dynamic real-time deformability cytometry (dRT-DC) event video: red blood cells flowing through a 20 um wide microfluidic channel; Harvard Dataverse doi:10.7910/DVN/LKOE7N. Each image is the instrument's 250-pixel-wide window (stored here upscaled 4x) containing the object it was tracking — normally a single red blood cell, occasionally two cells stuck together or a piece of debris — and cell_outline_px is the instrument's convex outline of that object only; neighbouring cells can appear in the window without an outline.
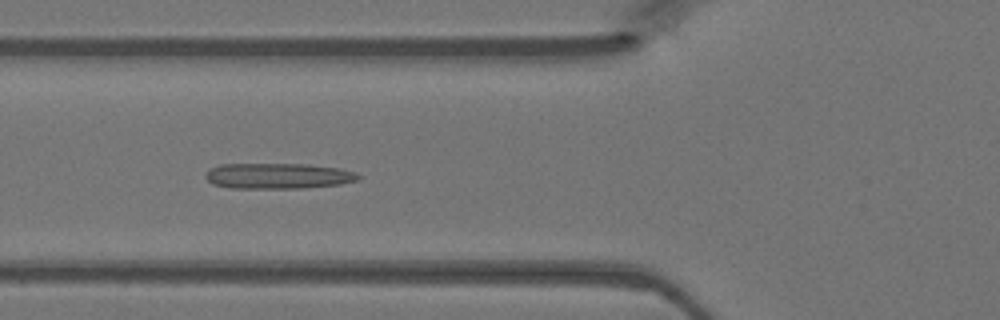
{"species": "Egyptian fruit bat (a non-hibernating species)", "species_latin": "Rousettus aegyptiacus", "temperature_condition": "warm", "stored_images_in_passage": 39, "camera_frame_rate_fps": 3000, "um_per_image_px": 0.085, "animal": {"sex": "female"}, "frame": {"image": 1, "passage_image": 9, "time_ms": 2.667, "image_size_px": [1000, 320], "cell_outline_px": [[364, 176], [360, 180], [340, 184], [304, 188], [228, 188], [212, 184], [204, 176], [208, 168], [220, 164], [308, 164], [340, 168], [356, 172]], "centroid_in_image_um": [23.66, 14.95], "position_along_channel_um": 102.1, "area_um2": 23.24}}
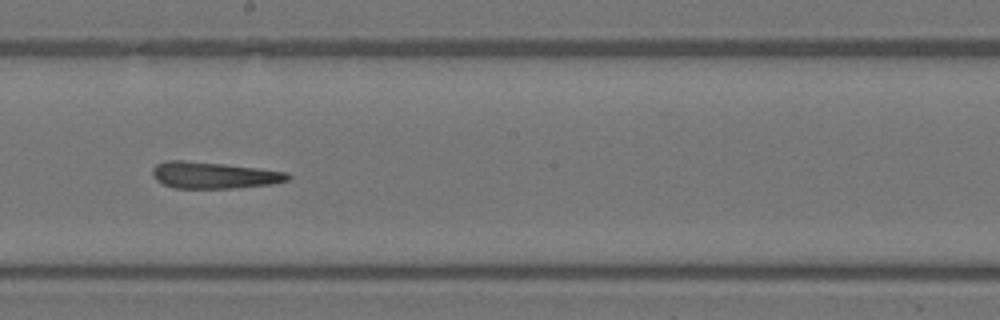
{"frame": {"image": 2, "passage_image": 18, "time_ms": 5.667, "image_size_px": [1000, 320], "cell_outline_px": [[292, 176], [288, 180], [272, 184], [232, 188], [172, 188], [156, 180], [152, 172], [152, 168], [156, 164], [164, 160], [184, 160], [224, 164], [288, 172]], "centroid_in_image_um": [18.15, 14.89], "position_along_channel_um": 230.0, "area_um2": 20.98}}
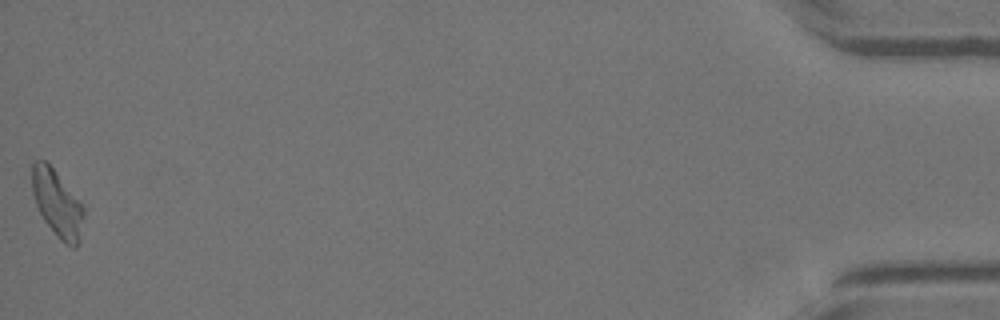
{"frame": {"image": 3, "passage_image": 39, "time_ms": 12.667, "image_size_px": [1000, 320], "cell_outline_px": [[84, 216], [80, 240], [76, 248], [72, 248], [64, 244], [56, 236], [44, 220], [36, 204], [32, 192], [32, 164], [36, 160], [44, 160], [56, 172], [84, 204]], "centroid_in_image_um": [4.89, 17.33], "position_along_channel_um": 430.3, "area_um2": 20.29}}